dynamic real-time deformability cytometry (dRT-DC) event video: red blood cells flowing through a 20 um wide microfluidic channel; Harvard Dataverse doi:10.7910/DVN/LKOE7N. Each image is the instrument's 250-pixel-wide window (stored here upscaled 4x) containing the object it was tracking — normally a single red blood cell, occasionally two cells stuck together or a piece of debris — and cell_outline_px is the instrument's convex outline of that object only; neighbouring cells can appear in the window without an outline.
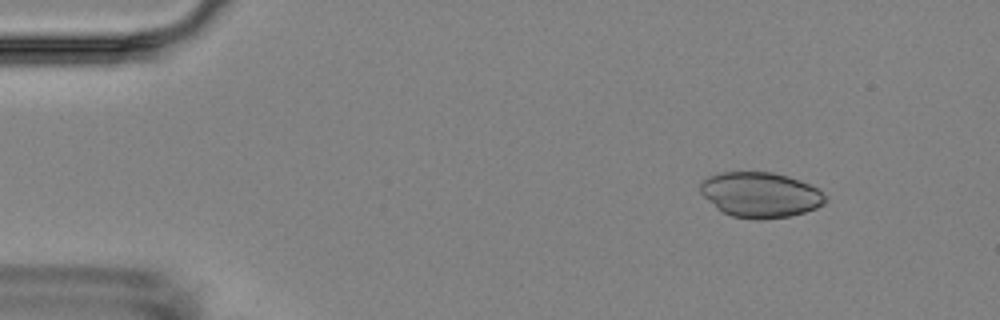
{"species": "Egyptian fruit bat (a non-hibernating species)", "species_latin": "Rousettus aegyptiacus", "temperature_condition": "room temperature", "stored_images_in_passage": 5, "camera_frame_rate_fps": 3000, "um_per_image_px": 0.085, "animal": {"sex": "female"}, "frame": {"image": 1, "passage_image": 2, "time_ms": 1.0, "image_size_px": [1000, 320], "cell_outline_px": [[828, 200], [824, 204], [816, 208], [804, 212], [788, 216], [732, 216], [716, 208], [700, 192], [700, 184], [708, 176], [720, 172], [772, 172], [788, 176], [800, 180], [816, 188]], "centroid_in_image_um": [64.62, 16.5], "position_along_channel_um": 20.4, "area_um2": 31.96}}